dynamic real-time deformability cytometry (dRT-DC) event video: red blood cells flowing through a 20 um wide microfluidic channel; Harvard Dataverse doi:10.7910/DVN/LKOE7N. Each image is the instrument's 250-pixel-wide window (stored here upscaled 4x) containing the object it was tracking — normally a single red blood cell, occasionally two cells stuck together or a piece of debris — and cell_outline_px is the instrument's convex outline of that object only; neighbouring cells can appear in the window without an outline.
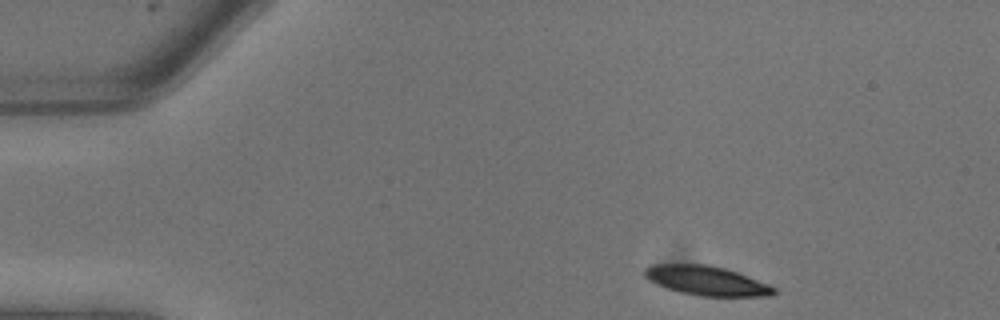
{"species": "common noctule bat (a hibernating species)", "species_latin": "Nyctalus noctula", "temperature_condition": "warm", "stored_images_in_passage": 6, "camera_frame_rate_fps": 3000, "um_per_image_px": 0.085, "animal": {"sex": "male", "body_mass_g": 13.3}, "frame": {"image": 1, "passage_image": 1, "time_ms": 0.0, "image_size_px": [1000, 320], "cell_outline_px": [[776, 292], [772, 296], [700, 296], [680, 292], [656, 284], [648, 280], [644, 276], [644, 268], [652, 264], [708, 264], [724, 268], [736, 272], [768, 284], [776, 288]], "centroid_in_image_um": [60.03, 23.85], "position_along_channel_um": 25.0, "area_um2": 22.08}}
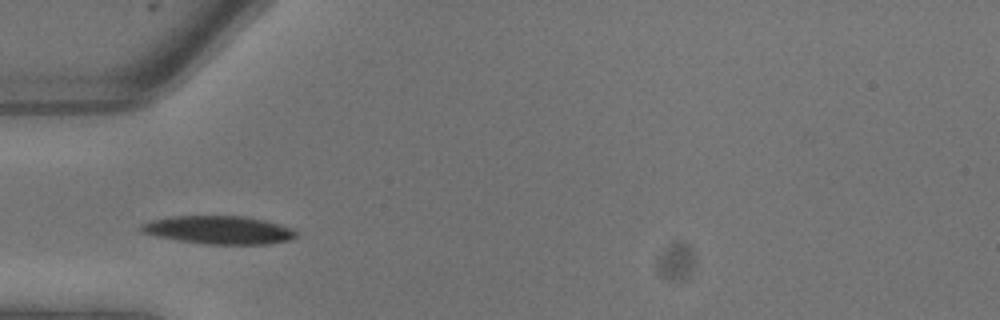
{"frame": {"image": 2, "passage_image": 5, "time_ms": 1.333, "image_size_px": [1000, 320], "cell_outline_px": [[300, 236], [292, 240], [268, 244], [204, 244], [176, 240], [156, 236], [140, 232], [140, 224], [152, 220], [172, 216], [244, 216], [264, 220], [292, 228], [300, 232]], "centroid_in_image_um": [18.65, 19.55], "position_along_channel_um": 66.4, "area_um2": 25.72}}